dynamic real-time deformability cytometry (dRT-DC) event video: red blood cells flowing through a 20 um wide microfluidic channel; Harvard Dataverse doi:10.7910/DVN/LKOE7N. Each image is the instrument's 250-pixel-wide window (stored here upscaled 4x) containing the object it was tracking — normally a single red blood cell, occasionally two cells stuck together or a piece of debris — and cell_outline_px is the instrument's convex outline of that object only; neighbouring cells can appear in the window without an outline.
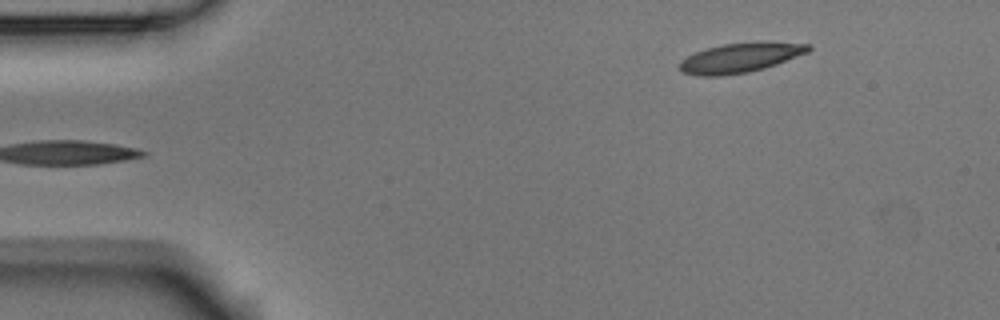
{"species": "Egyptian fruit bat (a non-hibernating species)", "species_latin": "Rousettus aegyptiacus", "temperature_condition": "room temperature", "stored_images_in_passage": 5, "segment_of_instrument_passage": [2, 2], "camera_frame_rate_fps": 3000, "um_per_image_px": 0.085, "animal": {"sex": "male"}, "frame": {"image": 1, "passage_image": 5, "time_ms": 1.333, "image_size_px": [1000, 320], "cell_outline_px": [[812, 48], [808, 52], [776, 64], [764, 68], [748, 72], [720, 76], [700, 76], [684, 72], [680, 68], [680, 60], [696, 52], [708, 48], [724, 44], [812, 44]], "centroid_in_image_um": [62.86, 4.95], "position_along_channel_um": 22.1, "area_um2": 21.1}}